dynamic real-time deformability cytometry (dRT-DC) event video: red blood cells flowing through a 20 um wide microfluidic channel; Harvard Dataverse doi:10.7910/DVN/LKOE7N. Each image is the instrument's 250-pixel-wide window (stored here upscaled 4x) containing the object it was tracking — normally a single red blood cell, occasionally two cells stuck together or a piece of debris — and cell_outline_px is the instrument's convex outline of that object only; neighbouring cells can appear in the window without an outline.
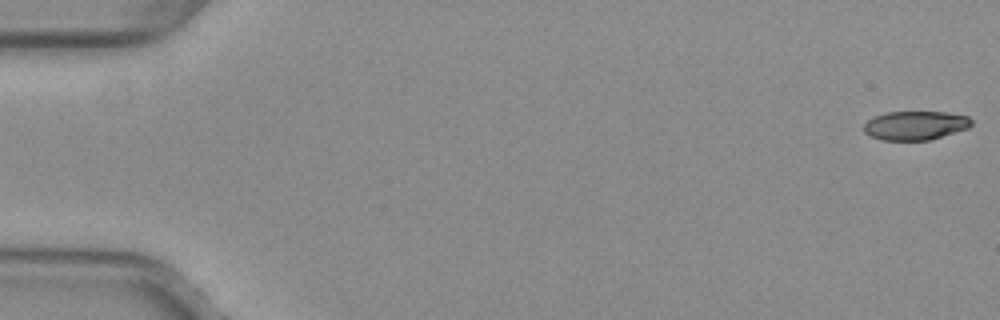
{"species": "common noctule bat (a hibernating species)", "species_latin": "Nyctalus noctula", "temperature_condition": "warm", "stored_images_in_passage": 52, "camera_frame_rate_fps": 3000, "um_per_image_px": 0.085, "animal": {"sex": "female", "body_mass_g": 29.2, "forearm_length_mm": 56.3}, "frame": {"image": 1, "passage_image": 1, "time_ms": 0.0, "image_size_px": [1000, 320], "cell_outline_px": [[972, 124], [968, 128], [928, 140], [880, 140], [868, 136], [864, 132], [864, 124], [872, 116], [888, 112], [948, 112], [968, 116], [972, 120]], "centroid_in_image_um": [77.77, 10.66], "position_along_channel_um": 7.2, "area_um2": 18.21}}
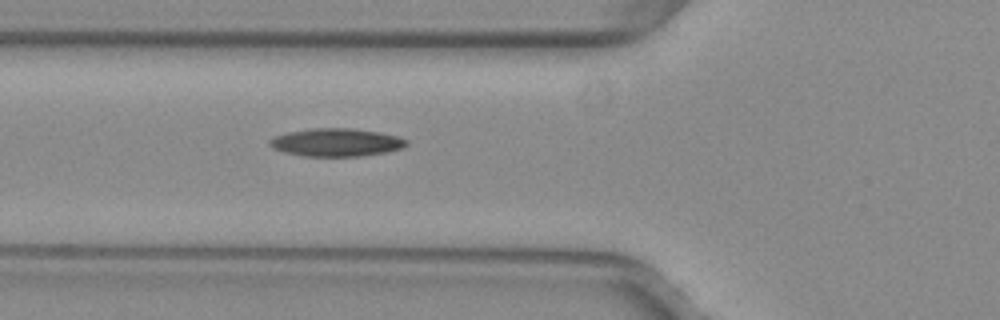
{"frame": {"image": 2, "passage_image": 20, "time_ms": 6.333, "image_size_px": [1000, 320], "cell_outline_px": [[408, 144], [404, 148], [388, 152], [360, 156], [304, 156], [284, 152], [272, 148], [268, 144], [268, 140], [276, 136], [288, 132], [312, 128], [352, 128], [380, 132], [396, 136], [408, 140]], "centroid_in_image_um": [28.6, 12.1], "position_along_channel_um": 97.2, "area_um2": 22.43}}
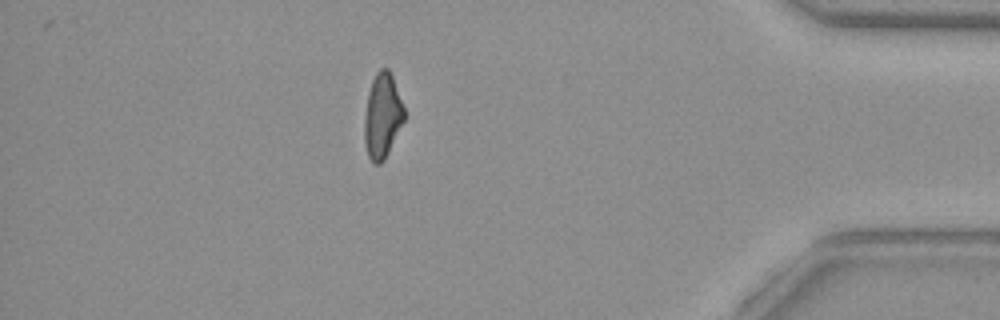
{"frame": {"image": 3, "passage_image": 46, "time_ms": 15.0, "image_size_px": [1000, 320], "cell_outline_px": [[404, 120], [384, 160], [380, 164], [372, 164], [368, 156], [364, 144], [364, 116], [368, 92], [372, 80], [376, 72], [380, 68], [388, 68], [392, 76], [404, 108]], "centroid_in_image_um": [32.47, 9.86], "position_along_channel_um": 402.7, "area_um2": 19.65}, "authors_computed_cell_mechanics": {"area_um2": 20.6346, "velocity_mm_per_s": 4.0159, "shape_relaxation_time_tau1_ms": null, "shape_relaxation_time_tau2_ms": 5.5198, "deformation_change_tau1": null, "deformation_change_tau2": 0.1425}}